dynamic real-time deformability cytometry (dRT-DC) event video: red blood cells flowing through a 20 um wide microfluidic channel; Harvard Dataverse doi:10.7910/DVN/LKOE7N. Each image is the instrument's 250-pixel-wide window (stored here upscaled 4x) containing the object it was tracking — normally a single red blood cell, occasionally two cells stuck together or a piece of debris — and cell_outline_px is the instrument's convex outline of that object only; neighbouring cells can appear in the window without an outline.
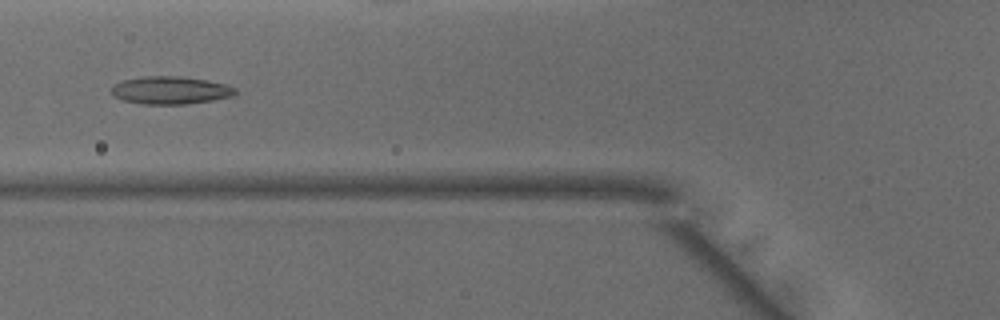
{"species": "common noctule bat (a hibernating species)", "species_latin": "Nyctalus noctula", "temperature_condition": "warm", "stored_images_in_passage": 48, "camera_frame_rate_fps": 3000, "um_per_image_px": 0.085, "animal": {"sex": "male", "body_mass_g": 15.6}, "frame": {"image": 1, "passage_image": 18, "time_ms": 5.667, "image_size_px": [1000, 320], "cell_outline_px": [[236, 92], [232, 96], [212, 100], [188, 104], [140, 104], [124, 100], [112, 96], [112, 84], [120, 80], [144, 76], [180, 76], [228, 84], [236, 88]], "centroid_in_image_um": [14.45, 7.67], "position_along_channel_um": 111.4, "area_um2": 20.17}}
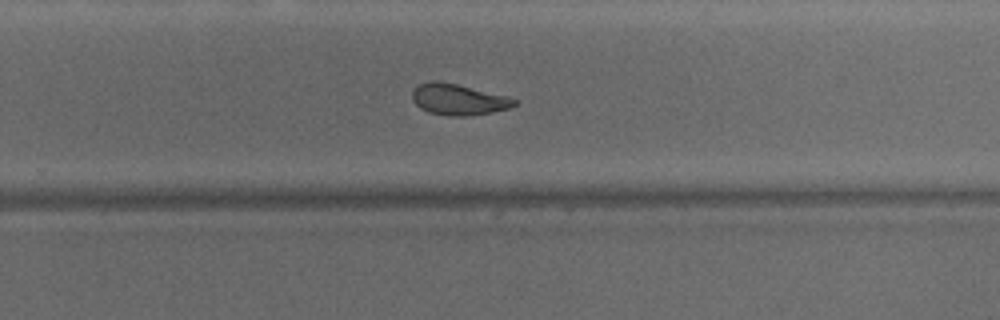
{"frame": {"image": 2, "passage_image": 31, "time_ms": 10.0, "image_size_px": [1000, 320], "cell_outline_px": [[516, 104], [508, 108], [472, 116], [448, 116], [428, 112], [420, 108], [412, 100], [412, 92], [420, 84], [432, 80], [436, 80], [456, 84], [508, 96], [516, 100]], "centroid_in_image_um": [38.94, 8.46], "position_along_channel_um": 290.9, "area_um2": 18.38}}
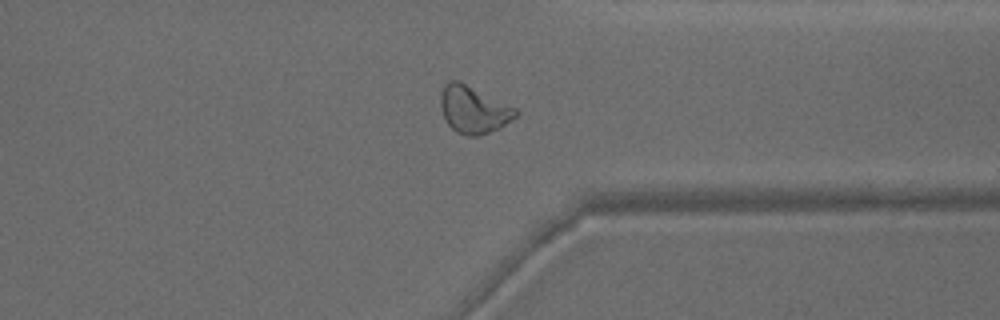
{"frame": {"image": 3, "passage_image": 37, "time_ms": 12.0, "image_size_px": [1000, 320], "cell_outline_px": [[520, 112], [516, 116], [500, 128], [476, 136], [464, 136], [456, 132], [448, 124], [440, 108], [440, 92], [444, 84], [448, 80], [460, 80], [516, 108]], "centroid_in_image_um": [40.22, 9.29], "position_along_channel_um": 371.2, "area_um2": 20.87}, "authors_computed_cell_mechanics": {"area_um2": 20.6635, "velocity_mm_per_s": 4.1467, "shape_relaxation_time_tau1_ms": 6.3865, "shape_relaxation_time_tau2_ms": 2.6613, "deformation_change_tau1": 0.2011, "deformation_change_tau2": 0.0902}}